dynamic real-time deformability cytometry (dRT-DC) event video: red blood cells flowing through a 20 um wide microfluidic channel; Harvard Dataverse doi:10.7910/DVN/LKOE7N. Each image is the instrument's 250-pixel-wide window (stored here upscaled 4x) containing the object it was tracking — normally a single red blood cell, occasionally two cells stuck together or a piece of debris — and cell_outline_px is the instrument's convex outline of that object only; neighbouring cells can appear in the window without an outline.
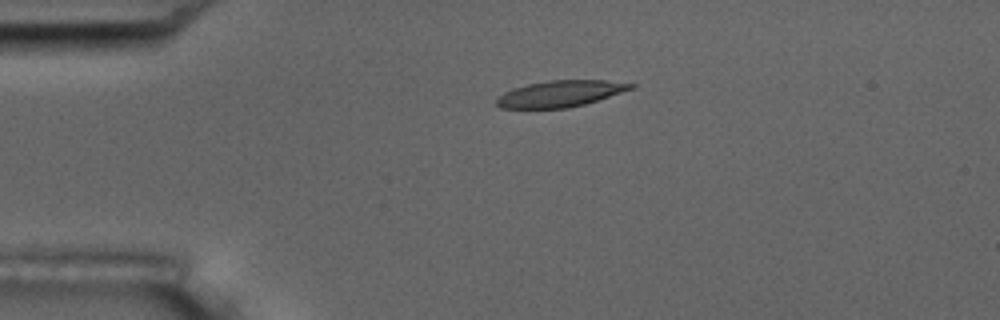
{"species": "common noctule bat (a hibernating species)", "species_latin": "Nyctalus noctula", "temperature_condition": "room temperature", "stored_images_in_passage": 5, "camera_frame_rate_fps": 3000, "um_per_image_px": 0.085, "animal": {"sex": "male", "body_mass_g": 17.5, "forearm_length_mm": 52.3}, "frame": {"image": 1, "passage_image": 4, "time_ms": 3.333, "image_size_px": [1000, 320], "cell_outline_px": [[636, 88], [584, 104], [568, 108], [500, 108], [496, 104], [496, 100], [504, 92], [512, 88], [528, 84], [548, 80], [604, 80], [636, 84]], "centroid_in_image_um": [47.64, 7.96], "position_along_channel_um": 37.4, "area_um2": 20.58}}